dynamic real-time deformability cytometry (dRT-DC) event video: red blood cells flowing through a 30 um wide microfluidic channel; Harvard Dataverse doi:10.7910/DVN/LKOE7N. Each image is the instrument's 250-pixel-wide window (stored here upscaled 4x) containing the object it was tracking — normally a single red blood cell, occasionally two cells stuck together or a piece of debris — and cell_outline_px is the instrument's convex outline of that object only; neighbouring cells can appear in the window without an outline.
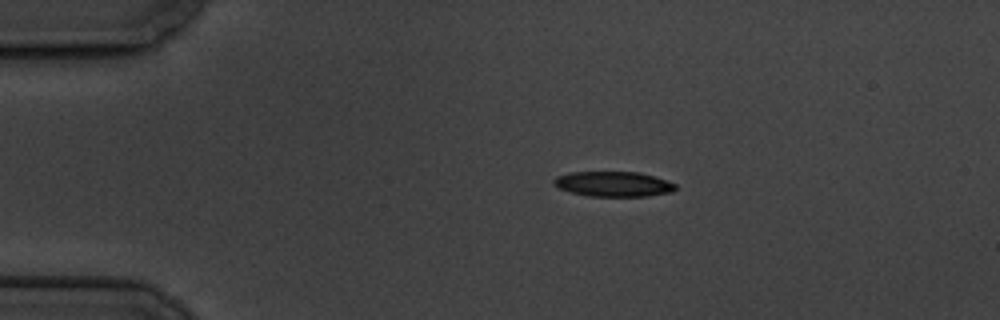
{"species": "common noctule bat (a hibernating species)", "species_latin": "Nyctalus noctula", "temperature_condition": "cold", "stored_images_in_passage": 47, "camera_frame_rate_fps": 3000, "um_per_image_px": 0.085, "animal": {"sex": "male", "body_mass_g": 19.5, "forearm_length_mm": 54.6}, "frame": {"image": 1, "passage_image": 1, "time_ms": 0.0, "image_size_px": [1000, 320], "cell_outline_px": [[676, 188], [672, 192], [648, 196], [588, 196], [556, 188], [552, 184], [552, 180], [556, 176], [568, 172], [640, 172], [676, 184]], "centroid_in_image_um": [52.07, 15.64], "position_along_channel_um": 32.9, "area_um2": 17.86}}
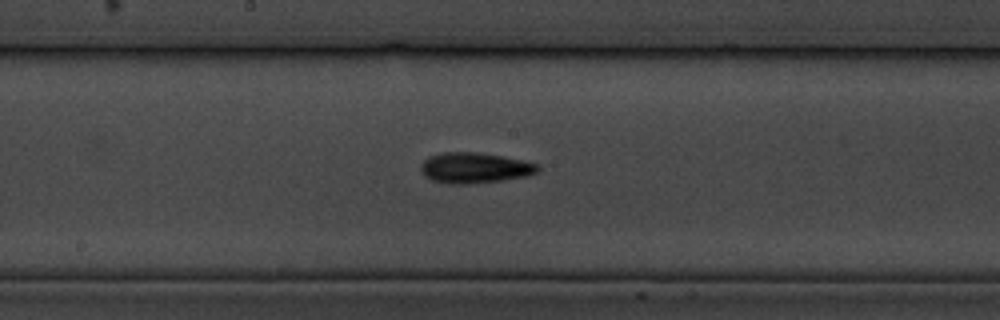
{"frame": {"image": 2, "passage_image": 20, "time_ms": 6.333, "image_size_px": [1000, 320], "cell_outline_px": [[540, 168], [536, 172], [528, 176], [504, 180], [464, 184], [448, 184], [432, 180], [424, 176], [420, 168], [420, 164], [428, 156], [444, 152], [476, 152], [504, 156], [540, 164]], "centroid_in_image_um": [40.34, 14.26], "position_along_channel_um": 207.9, "area_um2": 21.04}}
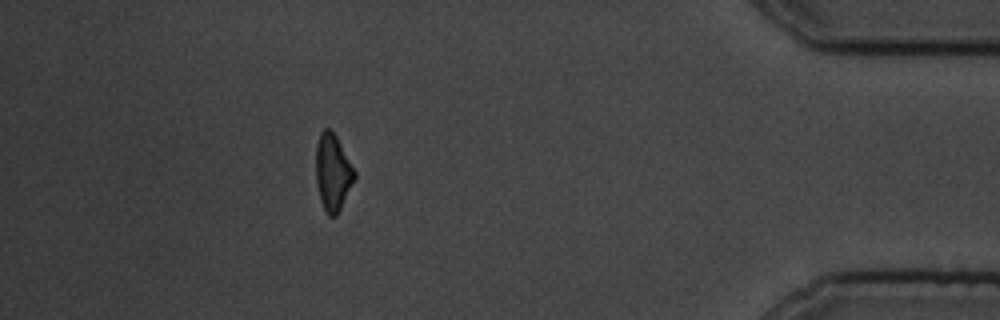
{"frame": {"image": 3, "passage_image": 41, "time_ms": 13.333, "image_size_px": [1000, 320], "cell_outline_px": [[356, 176], [336, 216], [328, 216], [320, 200], [316, 184], [316, 144], [320, 132], [324, 128], [328, 128], [336, 136], [356, 172]], "centroid_in_image_um": [28.26, 14.64], "position_along_channel_um": 406.9, "area_um2": 17.05}, "authors_computed_cell_mechanics": {"area_um2": 18.3804, "velocity_mm_per_s": 3.5136, "shape_relaxation_time_tau1_ms": 3.7386, "shape_relaxation_time_tau2_ms": 7.4669, "deformation_change_tau1": 0.1262, "deformation_change_tau2": 0.1577}}